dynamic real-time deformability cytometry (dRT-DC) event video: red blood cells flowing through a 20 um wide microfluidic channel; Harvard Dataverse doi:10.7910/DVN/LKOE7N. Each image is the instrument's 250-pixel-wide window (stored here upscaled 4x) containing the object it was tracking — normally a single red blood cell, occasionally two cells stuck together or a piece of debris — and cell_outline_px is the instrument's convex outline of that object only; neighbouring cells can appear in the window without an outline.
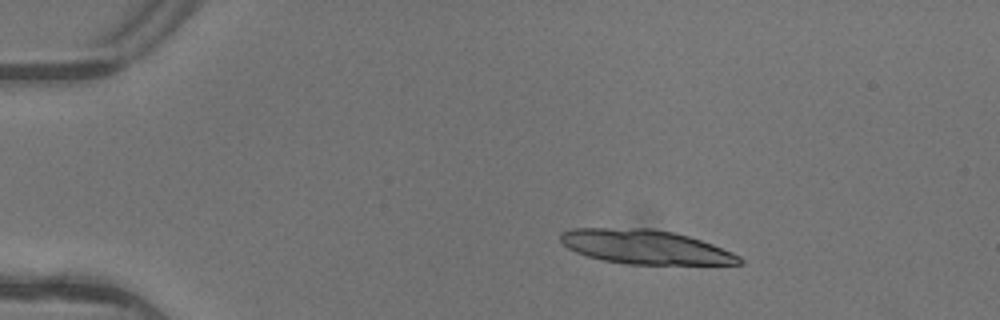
{"species": "common noctule bat (a hibernating species)", "species_latin": "Nyctalus noctula", "temperature_condition": "warm", "stored_images_in_passage": 5, "camera_frame_rate_fps": 3000, "um_per_image_px": 0.085, "animal": {"sex": "female"}, "frame": {"image": 1, "passage_image": 2, "time_ms": 0.333, "image_size_px": [1000, 320], "cell_outline_px": [[744, 264], [628, 264], [600, 260], [576, 252], [568, 248], [560, 240], [560, 232], [572, 228], [652, 228], [672, 232], [688, 236], [712, 244], [732, 252], [740, 256], [744, 260]], "centroid_in_image_um": [54.84, 20.99], "position_along_channel_um": 30.2, "area_um2": 35.6}}
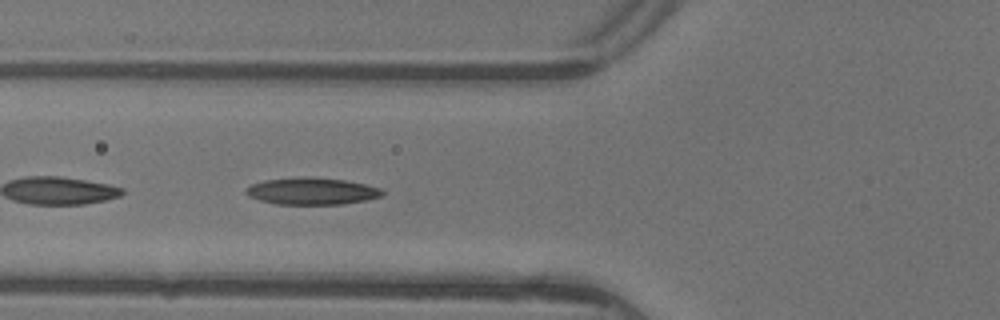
{"frame": {"image": 2, "passage_image": 5, "time_ms": 1.333, "image_size_px": [1000, 320], "cell_outline_px": [[384, 192], [380, 196], [364, 200], [344, 204], [276, 204], [260, 200], [248, 196], [244, 192], [252, 184], [264, 180], [344, 180], [364, 184], [380, 188]], "centroid_in_image_um": [26.51, 16.3], "position_along_channel_um": 99.3, "area_um2": 20.06}}